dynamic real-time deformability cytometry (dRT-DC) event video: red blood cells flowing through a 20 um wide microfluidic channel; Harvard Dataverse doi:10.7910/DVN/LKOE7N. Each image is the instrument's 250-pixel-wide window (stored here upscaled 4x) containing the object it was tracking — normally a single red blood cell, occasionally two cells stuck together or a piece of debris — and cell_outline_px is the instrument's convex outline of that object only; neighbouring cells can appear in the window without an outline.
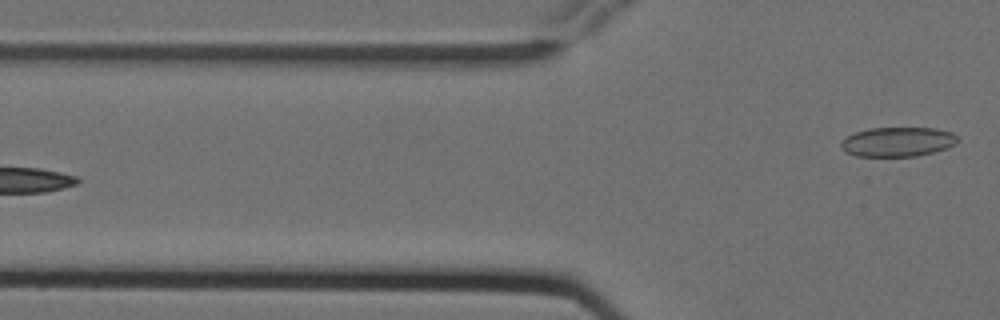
{"species": "Egyptian fruit bat (a non-hibernating species)", "species_latin": "Rousettus aegyptiacus", "temperature_condition": "cold", "stored_images_in_passage": 7, "camera_frame_rate_fps": 3000, "um_per_image_px": 0.085, "animal": {"sex": "female"}, "frame": {"image": 1, "passage_image": 7, "time_ms": 2.0, "image_size_px": [1000, 320], "cell_outline_px": [[960, 140], [956, 144], [932, 152], [916, 156], [856, 156], [844, 152], [840, 144], [840, 140], [856, 132], [868, 128], [936, 128], [952, 132], [960, 136]], "centroid_in_image_um": [76.31, 12.05], "position_along_channel_um": 49.5, "area_um2": 20.17}}